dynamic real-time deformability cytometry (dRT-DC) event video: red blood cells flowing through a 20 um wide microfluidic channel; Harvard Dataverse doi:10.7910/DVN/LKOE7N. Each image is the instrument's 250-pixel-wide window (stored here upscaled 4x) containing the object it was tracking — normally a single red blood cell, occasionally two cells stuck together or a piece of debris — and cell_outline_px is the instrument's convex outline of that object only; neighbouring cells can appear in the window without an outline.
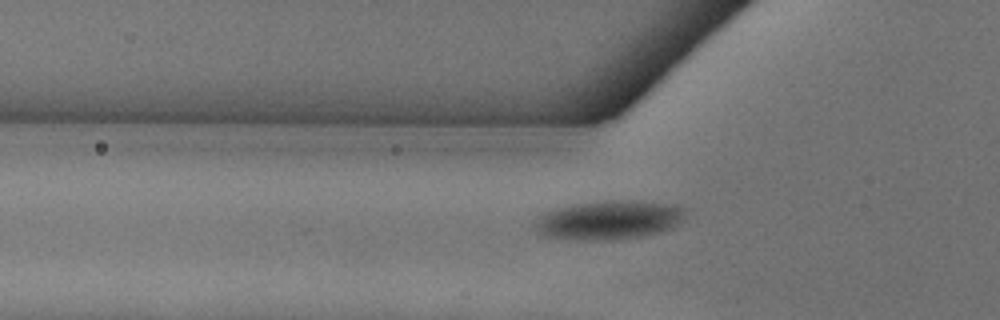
{"species": "common noctule bat (a hibernating species)", "species_latin": "Nyctalus noctula", "temperature_condition": "warm", "stored_images_in_passage": 41, "camera_frame_rate_fps": 3000, "um_per_image_px": 0.085, "animal": {"sex": "female"}, "frame": {"image": 1, "passage_image": 11, "time_ms": 3.333, "image_size_px": [1000, 320], "cell_outline_px": [[684, 216], [672, 228], [660, 232], [640, 236], [596, 240], [592, 240], [544, 236], [536, 232], [536, 220], [544, 212], [576, 204], [668, 204], [684, 208]], "centroid_in_image_um": [51.69, 18.77], "position_along_channel_um": 74.1, "area_um2": 31.67}}
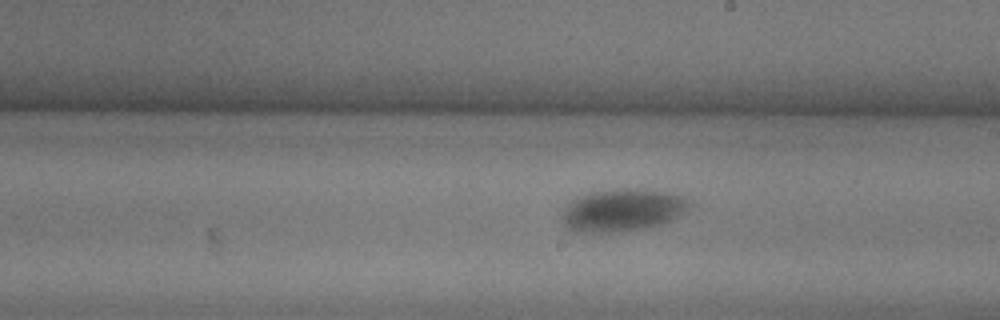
{"frame": {"image": 2, "passage_image": 23, "time_ms": 7.333, "image_size_px": [1000, 320], "cell_outline_px": [[692, 204], [688, 208], [672, 220], [664, 224], [644, 228], [620, 232], [572, 232], [564, 224], [560, 216], [564, 208], [572, 200], [580, 196], [592, 192], [636, 188], [664, 192], [680, 196], [688, 200]], "centroid_in_image_um": [52.88, 17.89], "position_along_channel_um": 236.1, "area_um2": 31.33}}
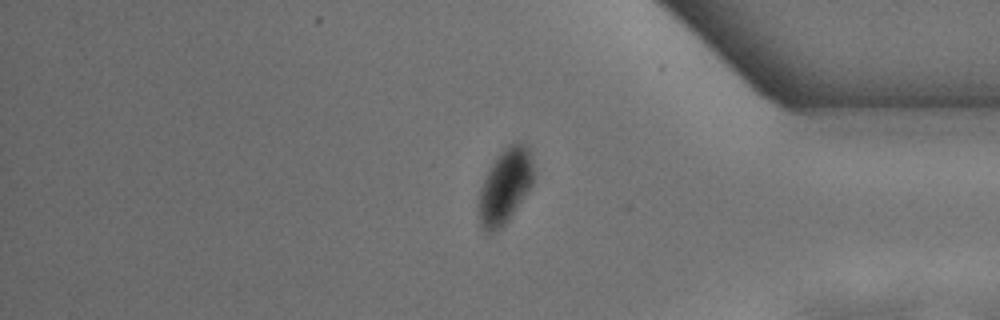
{"frame": {"image": 3, "passage_image": 36, "time_ms": 11.667, "image_size_px": [1000, 320], "cell_outline_px": [[536, 172], [532, 184], [508, 220], [504, 224], [492, 232], [488, 232], [484, 228], [480, 220], [480, 188], [488, 168], [496, 156], [508, 144], [528, 144], [532, 152]], "centroid_in_image_um": [42.99, 15.72], "position_along_channel_um": 392.2, "area_um2": 23.76}}